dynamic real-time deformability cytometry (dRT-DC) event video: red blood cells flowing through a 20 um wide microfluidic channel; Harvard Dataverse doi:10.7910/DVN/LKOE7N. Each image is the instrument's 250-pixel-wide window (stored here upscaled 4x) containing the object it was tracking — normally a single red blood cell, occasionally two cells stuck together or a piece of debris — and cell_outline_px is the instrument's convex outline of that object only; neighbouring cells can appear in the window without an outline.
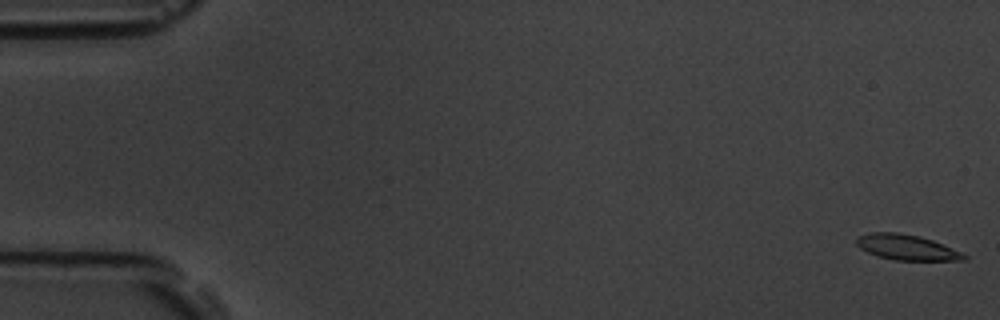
{"species": "common noctule bat (a hibernating species)", "species_latin": "Nyctalus noctula", "temperature_condition": "room temperature", "stored_images_in_passage": 55, "camera_frame_rate_fps": 3000, "um_per_image_px": 0.085, "animal": {"sex": "male", "body_mass_g": 19.5, "forearm_length_mm": 54.6}, "frame": {"image": 1, "passage_image": 1, "time_ms": 0.0, "image_size_px": [1000, 320], "cell_outline_px": [[968, 260], [896, 260], [880, 256], [868, 252], [860, 248], [856, 244], [856, 236], [868, 232], [900, 232], [920, 236], [932, 240], [960, 252], [968, 256]], "centroid_in_image_um": [77.03, 21.0], "position_along_channel_um": 8.0, "area_um2": 15.84}}
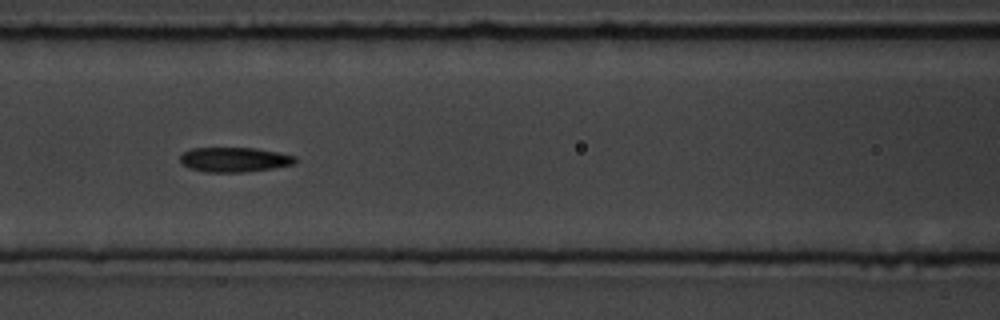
{"frame": {"image": 2, "passage_image": 24, "time_ms": 7.667, "image_size_px": [1000, 320], "cell_outline_px": [[296, 164], [272, 168], [244, 172], [204, 172], [188, 168], [180, 164], [180, 156], [184, 152], [192, 148], [256, 148], [296, 156]], "centroid_in_image_um": [19.89, 13.57], "position_along_channel_um": 146.7, "area_um2": 16.65}}
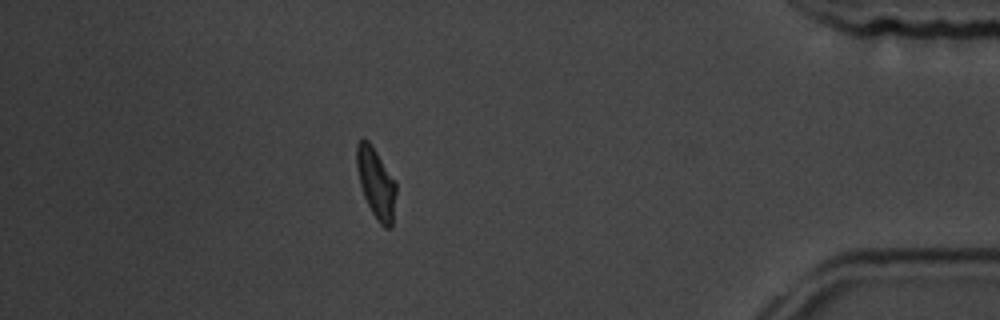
{"frame": {"image": 3, "passage_image": 48, "time_ms": 15.667, "image_size_px": [1000, 320], "cell_outline_px": [[396, 192], [392, 228], [384, 228], [376, 220], [364, 196], [360, 184], [356, 168], [356, 144], [360, 140], [368, 140], [372, 144], [396, 180]], "centroid_in_image_um": [31.98, 15.56], "position_along_channel_um": 403.2, "area_um2": 16.42}, "authors_computed_cell_mechanics": {"area_um2": 16.4152, "velocity_mm_per_s": 3.7616, "shape_relaxation_time_tau1_ms": 4.5198, "shape_relaxation_time_tau2_ms": 2.2936, "deformation_change_tau1": 0.1236, "deformation_change_tau2": 0.0834}}